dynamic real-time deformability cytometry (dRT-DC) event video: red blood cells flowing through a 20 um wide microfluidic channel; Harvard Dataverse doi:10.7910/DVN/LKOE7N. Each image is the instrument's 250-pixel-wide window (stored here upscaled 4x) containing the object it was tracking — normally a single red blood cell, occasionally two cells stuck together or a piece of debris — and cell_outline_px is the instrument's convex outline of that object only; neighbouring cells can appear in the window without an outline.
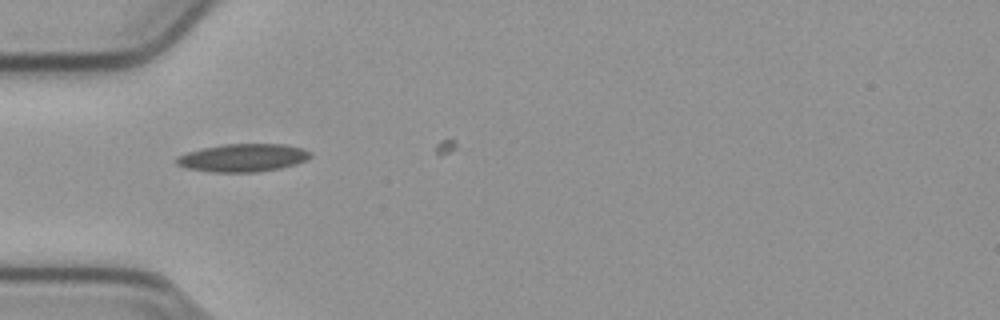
{"species": "common noctule bat (a hibernating species)", "species_latin": "Nyctalus noctula", "temperature_condition": "cold", "stored_images_in_passage": 4, "camera_frame_rate_fps": 3000, "um_per_image_px": 0.085, "animal": {"sex": "male", "body_mass_g": 23.1, "forearm_length_mm": 52.7}, "frame": {"image": 1, "passage_image": 1, "time_ms": 0.0, "image_size_px": [1000, 320], "cell_outline_px": [[312, 156], [296, 164], [280, 168], [256, 172], [208, 172], [184, 168], [176, 164], [176, 156], [188, 152], [204, 148], [224, 144], [284, 144], [300, 148], [312, 152]], "centroid_in_image_um": [20.62, 13.42], "position_along_channel_um": 64.4, "area_um2": 21.79}}